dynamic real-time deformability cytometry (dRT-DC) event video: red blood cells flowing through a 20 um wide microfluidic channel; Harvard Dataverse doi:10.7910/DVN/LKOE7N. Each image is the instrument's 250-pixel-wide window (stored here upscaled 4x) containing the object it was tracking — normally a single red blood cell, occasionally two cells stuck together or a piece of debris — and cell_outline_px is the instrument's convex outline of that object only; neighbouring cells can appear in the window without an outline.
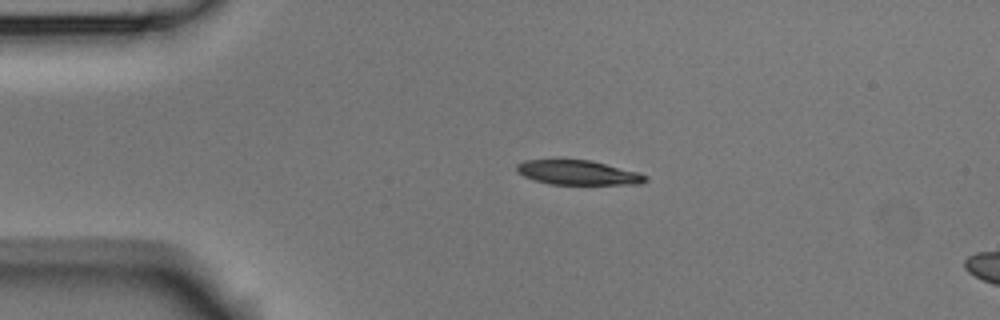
{"species": "Egyptian fruit bat (a non-hibernating species)", "species_latin": "Rousettus aegyptiacus", "temperature_condition": "room temperature", "stored_images_in_passage": 3, "segment_of_instrument_passage": [1, 2], "camera_frame_rate_fps": 3000, "um_per_image_px": 0.085, "animal": {"sex": "male"}, "frame": {"image": 1, "passage_image": 1, "time_ms": 0.0, "image_size_px": [1000, 320], "cell_outline_px": [[648, 180], [640, 184], [548, 184], [532, 180], [516, 172], [516, 164], [524, 160], [588, 160], [640, 172], [648, 176]], "centroid_in_image_um": [49.12, 14.68], "position_along_channel_um": 35.9, "area_um2": 18.44}}